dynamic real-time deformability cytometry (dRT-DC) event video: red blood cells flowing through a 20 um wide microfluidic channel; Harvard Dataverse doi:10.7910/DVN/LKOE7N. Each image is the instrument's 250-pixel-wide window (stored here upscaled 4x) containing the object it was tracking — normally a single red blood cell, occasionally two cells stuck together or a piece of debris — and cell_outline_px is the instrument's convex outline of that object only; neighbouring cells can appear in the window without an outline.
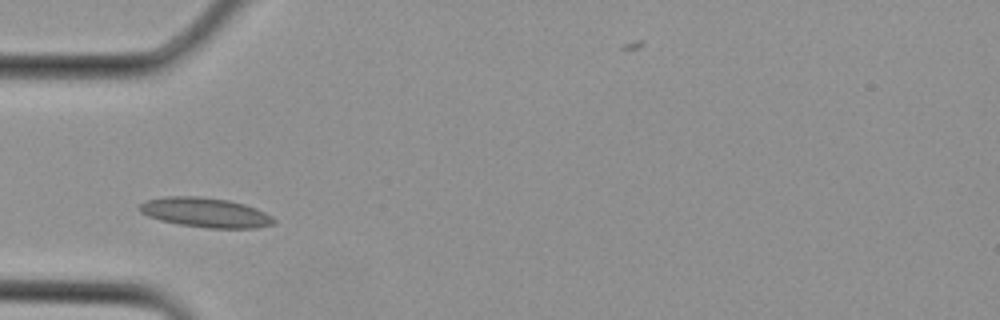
{"species": "Egyptian fruit bat (a non-hibernating species)", "species_latin": "Rousettus aegyptiacus", "temperature_condition": "cold", "stored_images_in_passage": 2, "camera_frame_rate_fps": 3000, "um_per_image_px": 0.085, "animal": {"sex": "female"}, "frame": {"image": 1, "passage_image": 2, "time_ms": 0.333, "image_size_px": [1000, 320], "cell_outline_px": [[276, 220], [272, 224], [256, 228], [208, 228], [180, 224], [160, 220], [148, 216], [140, 212], [136, 208], [144, 200], [164, 196], [196, 196], [228, 200], [244, 204], [256, 208], [272, 216]], "centroid_in_image_um": [17.42, 18.05], "position_along_channel_um": 67.6, "area_um2": 23.24}}